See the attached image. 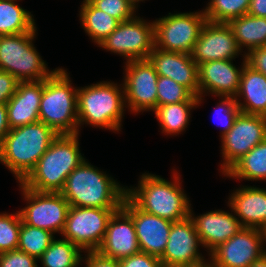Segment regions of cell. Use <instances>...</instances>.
I'll use <instances>...</instances> for the list:
<instances>
[{
  "mask_svg": "<svg viewBox=\"0 0 266 267\" xmlns=\"http://www.w3.org/2000/svg\"><path fill=\"white\" fill-rule=\"evenodd\" d=\"M180 174L173 169L172 181L142 173L137 187L127 186V197L142 211L172 222L190 217L191 203L182 189Z\"/></svg>",
  "mask_w": 266,
  "mask_h": 267,
  "instance_id": "obj_1",
  "label": "cell"
},
{
  "mask_svg": "<svg viewBox=\"0 0 266 267\" xmlns=\"http://www.w3.org/2000/svg\"><path fill=\"white\" fill-rule=\"evenodd\" d=\"M86 160L68 175L60 194L70 206L120 209L127 186L120 185Z\"/></svg>",
  "mask_w": 266,
  "mask_h": 267,
  "instance_id": "obj_2",
  "label": "cell"
},
{
  "mask_svg": "<svg viewBox=\"0 0 266 267\" xmlns=\"http://www.w3.org/2000/svg\"><path fill=\"white\" fill-rule=\"evenodd\" d=\"M58 134L43 122L9 130L0 145V163L22 182L35 168Z\"/></svg>",
  "mask_w": 266,
  "mask_h": 267,
  "instance_id": "obj_3",
  "label": "cell"
},
{
  "mask_svg": "<svg viewBox=\"0 0 266 267\" xmlns=\"http://www.w3.org/2000/svg\"><path fill=\"white\" fill-rule=\"evenodd\" d=\"M78 136L58 135L21 183L33 191L60 193L68 175L86 159Z\"/></svg>",
  "mask_w": 266,
  "mask_h": 267,
  "instance_id": "obj_4",
  "label": "cell"
},
{
  "mask_svg": "<svg viewBox=\"0 0 266 267\" xmlns=\"http://www.w3.org/2000/svg\"><path fill=\"white\" fill-rule=\"evenodd\" d=\"M122 85V86H121ZM123 84L100 81L77 88L78 128L90 125L116 133L121 131L126 109Z\"/></svg>",
  "mask_w": 266,
  "mask_h": 267,
  "instance_id": "obj_5",
  "label": "cell"
},
{
  "mask_svg": "<svg viewBox=\"0 0 266 267\" xmlns=\"http://www.w3.org/2000/svg\"><path fill=\"white\" fill-rule=\"evenodd\" d=\"M69 73L59 68L43 80L39 121L50 126L58 135L79 134L77 88L73 87Z\"/></svg>",
  "mask_w": 266,
  "mask_h": 267,
  "instance_id": "obj_6",
  "label": "cell"
},
{
  "mask_svg": "<svg viewBox=\"0 0 266 267\" xmlns=\"http://www.w3.org/2000/svg\"><path fill=\"white\" fill-rule=\"evenodd\" d=\"M37 31L36 27L31 32L0 35V70L7 71L19 82L45 80L58 69L49 70L37 51L33 43Z\"/></svg>",
  "mask_w": 266,
  "mask_h": 267,
  "instance_id": "obj_7",
  "label": "cell"
},
{
  "mask_svg": "<svg viewBox=\"0 0 266 267\" xmlns=\"http://www.w3.org/2000/svg\"><path fill=\"white\" fill-rule=\"evenodd\" d=\"M206 21L204 10L168 13L155 19V48L190 54Z\"/></svg>",
  "mask_w": 266,
  "mask_h": 267,
  "instance_id": "obj_8",
  "label": "cell"
},
{
  "mask_svg": "<svg viewBox=\"0 0 266 267\" xmlns=\"http://www.w3.org/2000/svg\"><path fill=\"white\" fill-rule=\"evenodd\" d=\"M154 21L140 16L120 22L117 28L98 47L123 56L126 62L148 59L155 47Z\"/></svg>",
  "mask_w": 266,
  "mask_h": 267,
  "instance_id": "obj_9",
  "label": "cell"
},
{
  "mask_svg": "<svg viewBox=\"0 0 266 267\" xmlns=\"http://www.w3.org/2000/svg\"><path fill=\"white\" fill-rule=\"evenodd\" d=\"M117 210L70 206L61 236L83 252L97 251L104 240L108 221Z\"/></svg>",
  "mask_w": 266,
  "mask_h": 267,
  "instance_id": "obj_10",
  "label": "cell"
},
{
  "mask_svg": "<svg viewBox=\"0 0 266 267\" xmlns=\"http://www.w3.org/2000/svg\"><path fill=\"white\" fill-rule=\"evenodd\" d=\"M19 187L27 203L19 210L22 221L53 234H61L70 208L68 201L60 193L33 191L21 182Z\"/></svg>",
  "mask_w": 266,
  "mask_h": 267,
  "instance_id": "obj_11",
  "label": "cell"
},
{
  "mask_svg": "<svg viewBox=\"0 0 266 267\" xmlns=\"http://www.w3.org/2000/svg\"><path fill=\"white\" fill-rule=\"evenodd\" d=\"M266 139V116L239 112L232 128L221 137L220 172L224 175L254 146Z\"/></svg>",
  "mask_w": 266,
  "mask_h": 267,
  "instance_id": "obj_12",
  "label": "cell"
},
{
  "mask_svg": "<svg viewBox=\"0 0 266 267\" xmlns=\"http://www.w3.org/2000/svg\"><path fill=\"white\" fill-rule=\"evenodd\" d=\"M123 79L126 109L134 114L157 107L159 75L148 59L125 62Z\"/></svg>",
  "mask_w": 266,
  "mask_h": 267,
  "instance_id": "obj_13",
  "label": "cell"
},
{
  "mask_svg": "<svg viewBox=\"0 0 266 267\" xmlns=\"http://www.w3.org/2000/svg\"><path fill=\"white\" fill-rule=\"evenodd\" d=\"M202 247L193 220L188 217L173 222L168 242L160 257L163 267H206L209 261L200 253ZM207 260V261H206Z\"/></svg>",
  "mask_w": 266,
  "mask_h": 267,
  "instance_id": "obj_14",
  "label": "cell"
},
{
  "mask_svg": "<svg viewBox=\"0 0 266 267\" xmlns=\"http://www.w3.org/2000/svg\"><path fill=\"white\" fill-rule=\"evenodd\" d=\"M261 229L243 227L210 254V267H249L265 254Z\"/></svg>",
  "mask_w": 266,
  "mask_h": 267,
  "instance_id": "obj_15",
  "label": "cell"
},
{
  "mask_svg": "<svg viewBox=\"0 0 266 267\" xmlns=\"http://www.w3.org/2000/svg\"><path fill=\"white\" fill-rule=\"evenodd\" d=\"M241 53V54H240ZM242 54L228 23L206 21L190 53L198 64L215 60H234Z\"/></svg>",
  "mask_w": 266,
  "mask_h": 267,
  "instance_id": "obj_16",
  "label": "cell"
},
{
  "mask_svg": "<svg viewBox=\"0 0 266 267\" xmlns=\"http://www.w3.org/2000/svg\"><path fill=\"white\" fill-rule=\"evenodd\" d=\"M242 58L243 62L240 68L233 64V60H215L198 64V106L201 105L203 96L209 94L214 97H235L237 95L242 70L247 63L246 58Z\"/></svg>",
  "mask_w": 266,
  "mask_h": 267,
  "instance_id": "obj_17",
  "label": "cell"
},
{
  "mask_svg": "<svg viewBox=\"0 0 266 267\" xmlns=\"http://www.w3.org/2000/svg\"><path fill=\"white\" fill-rule=\"evenodd\" d=\"M122 208L134 221L140 251L160 258L165 251L173 222L140 210L127 196Z\"/></svg>",
  "mask_w": 266,
  "mask_h": 267,
  "instance_id": "obj_18",
  "label": "cell"
},
{
  "mask_svg": "<svg viewBox=\"0 0 266 267\" xmlns=\"http://www.w3.org/2000/svg\"><path fill=\"white\" fill-rule=\"evenodd\" d=\"M97 251L115 260L140 252L134 221L122 207L109 219L104 240Z\"/></svg>",
  "mask_w": 266,
  "mask_h": 267,
  "instance_id": "obj_19",
  "label": "cell"
},
{
  "mask_svg": "<svg viewBox=\"0 0 266 267\" xmlns=\"http://www.w3.org/2000/svg\"><path fill=\"white\" fill-rule=\"evenodd\" d=\"M228 207L231 213L218 209L198 216H195L193 208H190V218L195 224L202 247L208 250V255L243 228L229 204Z\"/></svg>",
  "mask_w": 266,
  "mask_h": 267,
  "instance_id": "obj_20",
  "label": "cell"
},
{
  "mask_svg": "<svg viewBox=\"0 0 266 267\" xmlns=\"http://www.w3.org/2000/svg\"><path fill=\"white\" fill-rule=\"evenodd\" d=\"M148 60L159 76L171 78L199 96L198 65L190 54L154 49Z\"/></svg>",
  "mask_w": 266,
  "mask_h": 267,
  "instance_id": "obj_21",
  "label": "cell"
},
{
  "mask_svg": "<svg viewBox=\"0 0 266 267\" xmlns=\"http://www.w3.org/2000/svg\"><path fill=\"white\" fill-rule=\"evenodd\" d=\"M43 80L18 82L15 94L6 104L9 128L39 122Z\"/></svg>",
  "mask_w": 266,
  "mask_h": 267,
  "instance_id": "obj_22",
  "label": "cell"
},
{
  "mask_svg": "<svg viewBox=\"0 0 266 267\" xmlns=\"http://www.w3.org/2000/svg\"><path fill=\"white\" fill-rule=\"evenodd\" d=\"M227 204L241 225L261 229L266 224V189L241 186L230 194Z\"/></svg>",
  "mask_w": 266,
  "mask_h": 267,
  "instance_id": "obj_23",
  "label": "cell"
},
{
  "mask_svg": "<svg viewBox=\"0 0 266 267\" xmlns=\"http://www.w3.org/2000/svg\"><path fill=\"white\" fill-rule=\"evenodd\" d=\"M235 100L240 112L266 116V76L246 63Z\"/></svg>",
  "mask_w": 266,
  "mask_h": 267,
  "instance_id": "obj_24",
  "label": "cell"
},
{
  "mask_svg": "<svg viewBox=\"0 0 266 267\" xmlns=\"http://www.w3.org/2000/svg\"><path fill=\"white\" fill-rule=\"evenodd\" d=\"M241 51L266 46V18L242 15L228 22ZM245 48V51H243Z\"/></svg>",
  "mask_w": 266,
  "mask_h": 267,
  "instance_id": "obj_25",
  "label": "cell"
},
{
  "mask_svg": "<svg viewBox=\"0 0 266 267\" xmlns=\"http://www.w3.org/2000/svg\"><path fill=\"white\" fill-rule=\"evenodd\" d=\"M79 17L84 31L97 46L120 23L114 17L94 7L88 0H83L80 6Z\"/></svg>",
  "mask_w": 266,
  "mask_h": 267,
  "instance_id": "obj_26",
  "label": "cell"
},
{
  "mask_svg": "<svg viewBox=\"0 0 266 267\" xmlns=\"http://www.w3.org/2000/svg\"><path fill=\"white\" fill-rule=\"evenodd\" d=\"M224 176L243 181L266 180V139L238 160Z\"/></svg>",
  "mask_w": 266,
  "mask_h": 267,
  "instance_id": "obj_27",
  "label": "cell"
},
{
  "mask_svg": "<svg viewBox=\"0 0 266 267\" xmlns=\"http://www.w3.org/2000/svg\"><path fill=\"white\" fill-rule=\"evenodd\" d=\"M198 107V102H181L156 107L154 112L162 133L179 135L189 125L191 110Z\"/></svg>",
  "mask_w": 266,
  "mask_h": 267,
  "instance_id": "obj_28",
  "label": "cell"
},
{
  "mask_svg": "<svg viewBox=\"0 0 266 267\" xmlns=\"http://www.w3.org/2000/svg\"><path fill=\"white\" fill-rule=\"evenodd\" d=\"M36 28L34 16L17 4V0H0V35L31 32Z\"/></svg>",
  "mask_w": 266,
  "mask_h": 267,
  "instance_id": "obj_29",
  "label": "cell"
},
{
  "mask_svg": "<svg viewBox=\"0 0 266 267\" xmlns=\"http://www.w3.org/2000/svg\"><path fill=\"white\" fill-rule=\"evenodd\" d=\"M82 252L69 240L54 238L38 261L42 267H79L82 265Z\"/></svg>",
  "mask_w": 266,
  "mask_h": 267,
  "instance_id": "obj_30",
  "label": "cell"
},
{
  "mask_svg": "<svg viewBox=\"0 0 266 267\" xmlns=\"http://www.w3.org/2000/svg\"><path fill=\"white\" fill-rule=\"evenodd\" d=\"M55 238L50 231L21 223L18 250L39 259Z\"/></svg>",
  "mask_w": 266,
  "mask_h": 267,
  "instance_id": "obj_31",
  "label": "cell"
},
{
  "mask_svg": "<svg viewBox=\"0 0 266 267\" xmlns=\"http://www.w3.org/2000/svg\"><path fill=\"white\" fill-rule=\"evenodd\" d=\"M251 0H210L204 13L207 21L228 23L248 13Z\"/></svg>",
  "mask_w": 266,
  "mask_h": 267,
  "instance_id": "obj_32",
  "label": "cell"
},
{
  "mask_svg": "<svg viewBox=\"0 0 266 267\" xmlns=\"http://www.w3.org/2000/svg\"><path fill=\"white\" fill-rule=\"evenodd\" d=\"M181 102H198V97L171 78L159 76L157 80V107Z\"/></svg>",
  "mask_w": 266,
  "mask_h": 267,
  "instance_id": "obj_33",
  "label": "cell"
},
{
  "mask_svg": "<svg viewBox=\"0 0 266 267\" xmlns=\"http://www.w3.org/2000/svg\"><path fill=\"white\" fill-rule=\"evenodd\" d=\"M21 223L19 211L13 214L0 213V253L18 248Z\"/></svg>",
  "mask_w": 266,
  "mask_h": 267,
  "instance_id": "obj_34",
  "label": "cell"
},
{
  "mask_svg": "<svg viewBox=\"0 0 266 267\" xmlns=\"http://www.w3.org/2000/svg\"><path fill=\"white\" fill-rule=\"evenodd\" d=\"M94 7L104 11L119 22L133 19L136 16V7L128 0H88Z\"/></svg>",
  "mask_w": 266,
  "mask_h": 267,
  "instance_id": "obj_35",
  "label": "cell"
},
{
  "mask_svg": "<svg viewBox=\"0 0 266 267\" xmlns=\"http://www.w3.org/2000/svg\"><path fill=\"white\" fill-rule=\"evenodd\" d=\"M219 98L221 100L217 103L214 113L220 120V126L223 127L220 132V137H222L232 128L234 120L240 112V108L236 104L235 97L221 96Z\"/></svg>",
  "mask_w": 266,
  "mask_h": 267,
  "instance_id": "obj_36",
  "label": "cell"
},
{
  "mask_svg": "<svg viewBox=\"0 0 266 267\" xmlns=\"http://www.w3.org/2000/svg\"><path fill=\"white\" fill-rule=\"evenodd\" d=\"M38 259L21 250L0 253V267H38Z\"/></svg>",
  "mask_w": 266,
  "mask_h": 267,
  "instance_id": "obj_37",
  "label": "cell"
},
{
  "mask_svg": "<svg viewBox=\"0 0 266 267\" xmlns=\"http://www.w3.org/2000/svg\"><path fill=\"white\" fill-rule=\"evenodd\" d=\"M120 267H163L159 257L138 252L119 260Z\"/></svg>",
  "mask_w": 266,
  "mask_h": 267,
  "instance_id": "obj_38",
  "label": "cell"
},
{
  "mask_svg": "<svg viewBox=\"0 0 266 267\" xmlns=\"http://www.w3.org/2000/svg\"><path fill=\"white\" fill-rule=\"evenodd\" d=\"M18 80L7 71L0 70V104H7L15 94Z\"/></svg>",
  "mask_w": 266,
  "mask_h": 267,
  "instance_id": "obj_39",
  "label": "cell"
},
{
  "mask_svg": "<svg viewBox=\"0 0 266 267\" xmlns=\"http://www.w3.org/2000/svg\"><path fill=\"white\" fill-rule=\"evenodd\" d=\"M245 58L250 67L266 76V46L251 49Z\"/></svg>",
  "mask_w": 266,
  "mask_h": 267,
  "instance_id": "obj_40",
  "label": "cell"
},
{
  "mask_svg": "<svg viewBox=\"0 0 266 267\" xmlns=\"http://www.w3.org/2000/svg\"><path fill=\"white\" fill-rule=\"evenodd\" d=\"M83 257L85 267H120L119 260L102 256L98 251H88Z\"/></svg>",
  "mask_w": 266,
  "mask_h": 267,
  "instance_id": "obj_41",
  "label": "cell"
},
{
  "mask_svg": "<svg viewBox=\"0 0 266 267\" xmlns=\"http://www.w3.org/2000/svg\"><path fill=\"white\" fill-rule=\"evenodd\" d=\"M247 14L266 18V0H251Z\"/></svg>",
  "mask_w": 266,
  "mask_h": 267,
  "instance_id": "obj_42",
  "label": "cell"
},
{
  "mask_svg": "<svg viewBox=\"0 0 266 267\" xmlns=\"http://www.w3.org/2000/svg\"><path fill=\"white\" fill-rule=\"evenodd\" d=\"M9 130L6 104H0V145Z\"/></svg>",
  "mask_w": 266,
  "mask_h": 267,
  "instance_id": "obj_43",
  "label": "cell"
},
{
  "mask_svg": "<svg viewBox=\"0 0 266 267\" xmlns=\"http://www.w3.org/2000/svg\"><path fill=\"white\" fill-rule=\"evenodd\" d=\"M249 267H266V254H264L260 259L253 262Z\"/></svg>",
  "mask_w": 266,
  "mask_h": 267,
  "instance_id": "obj_44",
  "label": "cell"
},
{
  "mask_svg": "<svg viewBox=\"0 0 266 267\" xmlns=\"http://www.w3.org/2000/svg\"><path fill=\"white\" fill-rule=\"evenodd\" d=\"M262 231V236H263V243L266 244V224L261 228ZM265 250V254H266V249Z\"/></svg>",
  "mask_w": 266,
  "mask_h": 267,
  "instance_id": "obj_45",
  "label": "cell"
},
{
  "mask_svg": "<svg viewBox=\"0 0 266 267\" xmlns=\"http://www.w3.org/2000/svg\"><path fill=\"white\" fill-rule=\"evenodd\" d=\"M134 7L138 8L139 2H143L145 0H128Z\"/></svg>",
  "mask_w": 266,
  "mask_h": 267,
  "instance_id": "obj_46",
  "label": "cell"
}]
</instances>
